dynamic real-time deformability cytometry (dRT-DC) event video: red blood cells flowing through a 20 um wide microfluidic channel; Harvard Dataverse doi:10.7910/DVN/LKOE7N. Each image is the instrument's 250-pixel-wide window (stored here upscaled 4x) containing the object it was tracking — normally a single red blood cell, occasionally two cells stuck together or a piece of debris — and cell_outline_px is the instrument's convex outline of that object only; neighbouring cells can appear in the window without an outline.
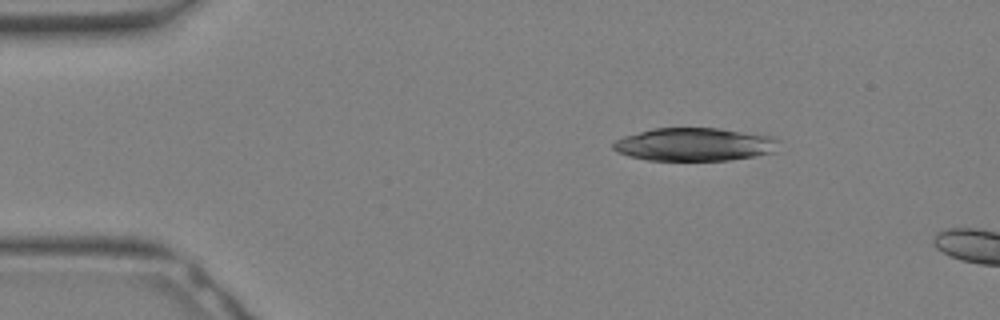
{"species": "Egyptian fruit bat (a non-hibernating species)", "species_latin": "Rousettus aegyptiacus", "temperature_condition": "warm", "stored_images_in_passage": 6, "camera_frame_rate_fps": 3000, "um_per_image_px": 0.085, "animal": {"sex": "female"}, "frame": {"image": 1, "passage_image": 1, "time_ms": 0.0, "image_size_px": [1000, 320], "cell_outline_px": [[780, 140], [776, 152], [756, 156], [732, 160], [648, 160], [628, 156], [616, 152], [612, 148], [612, 144], [616, 140], [624, 136], [652, 128], [720, 128], [772, 136]], "centroid_in_image_um": [59.06, 12.27], "position_along_channel_um": 25.9, "area_um2": 32.25}}